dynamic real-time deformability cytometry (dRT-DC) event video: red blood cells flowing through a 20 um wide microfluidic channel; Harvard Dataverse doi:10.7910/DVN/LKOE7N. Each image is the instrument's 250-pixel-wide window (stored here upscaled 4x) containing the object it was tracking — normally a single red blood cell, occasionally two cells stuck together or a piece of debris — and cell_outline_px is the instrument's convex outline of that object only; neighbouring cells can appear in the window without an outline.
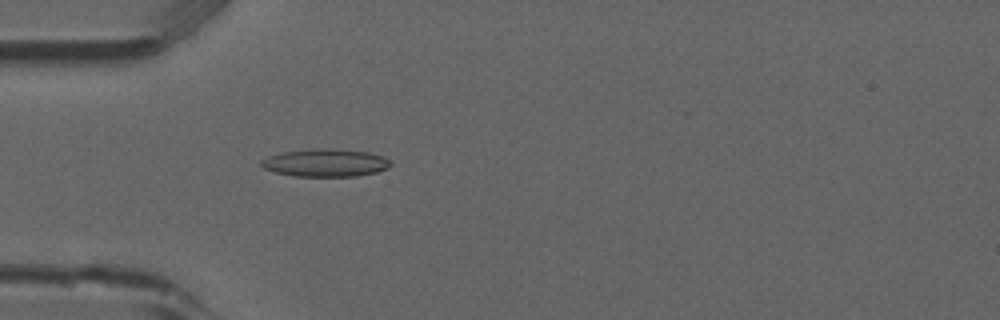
{"species": "common noctule bat (a hibernating species)", "species_latin": "Nyctalus noctula", "temperature_condition": "room temperature", "stored_images_in_passage": 4, "camera_frame_rate_fps": 3000, "um_per_image_px": 0.085, "animal": {"sex": "male", "forearm_length_mm": 52.5}, "frame": {"image": 1, "passage_image": 4, "time_ms": 1.0, "image_size_px": [1000, 320], "cell_outline_px": [[392, 164], [388, 168], [376, 172], [356, 176], [296, 176], [276, 172], [264, 168], [260, 164], [260, 160], [268, 156], [280, 152], [320, 148], [368, 152], [384, 156], [392, 160]], "centroid_in_image_um": [27.68, 13.83], "position_along_channel_um": 57.3, "area_um2": 20.87}}